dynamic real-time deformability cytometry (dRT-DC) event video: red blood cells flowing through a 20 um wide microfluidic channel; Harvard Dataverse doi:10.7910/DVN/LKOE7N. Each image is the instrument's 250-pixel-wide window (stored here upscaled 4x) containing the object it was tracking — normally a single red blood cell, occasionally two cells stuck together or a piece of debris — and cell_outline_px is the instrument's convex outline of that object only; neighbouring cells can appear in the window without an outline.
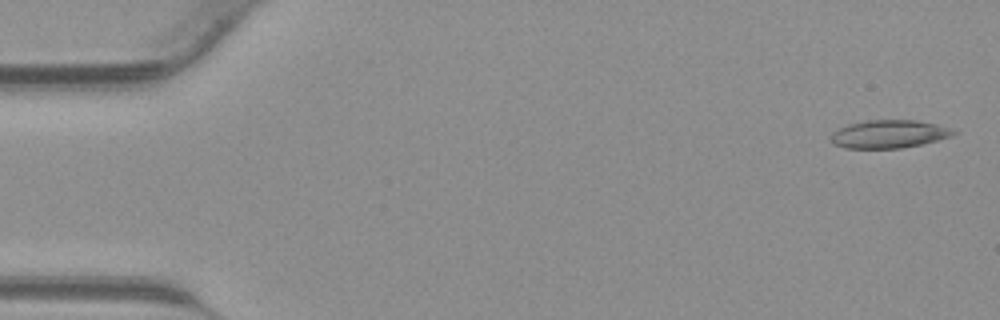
{"species": "common noctule bat (a hibernating species)", "species_latin": "Nyctalus noctula", "temperature_condition": "warm", "stored_images_in_passage": 16, "camera_frame_rate_fps": 3000, "um_per_image_px": 0.085, "animal": {"sex": "male", "body_mass_g": 23.1, "forearm_length_mm": 52.7}, "frame": {"image": 1, "passage_image": 1, "time_ms": 0.0, "image_size_px": [1000, 320], "cell_outline_px": [[960, 132], [952, 136], [920, 144], [900, 148], [844, 148], [832, 144], [828, 140], [832, 132], [848, 124], [868, 120], [916, 120], [936, 124]], "centroid_in_image_um": [75.51, 11.39], "position_along_channel_um": 9.5, "area_um2": 20.06}}
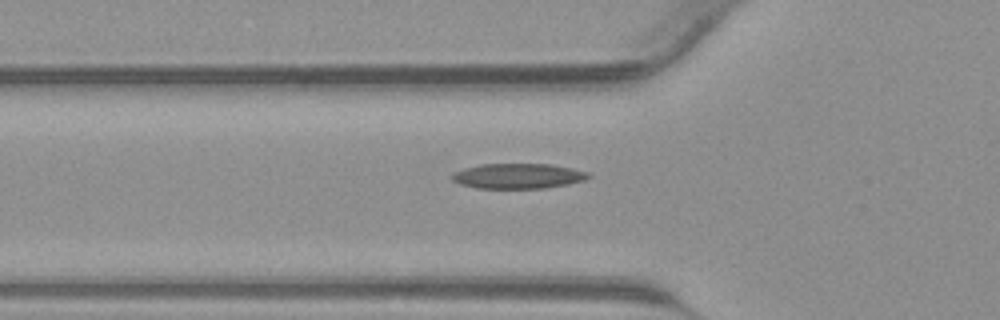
{"frame": {"image": 2, "passage_image": 14, "time_ms": 4.333, "image_size_px": [1000, 320], "cell_outline_px": [[592, 176], [584, 180], [568, 184], [544, 188], [476, 188], [460, 184], [452, 180], [448, 176], [452, 172], [464, 168], [480, 164], [552, 164], [572, 168], [588, 172]], "centroid_in_image_um": [44.0, 14.96], "position_along_channel_um": 81.8, "area_um2": 20.17}}
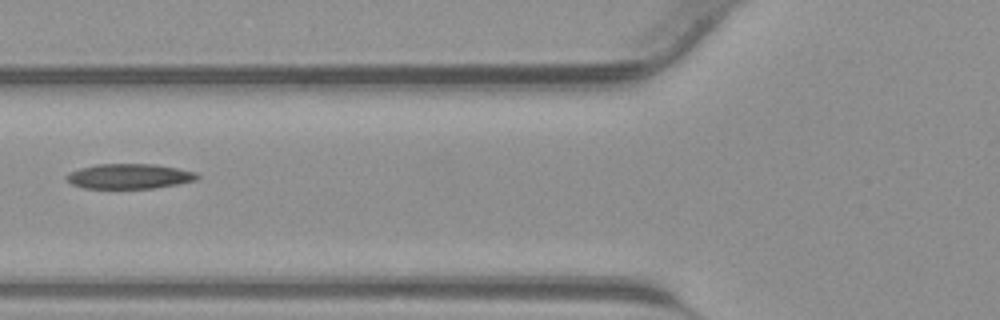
{"frame": {"image": 3, "passage_image": 16, "time_ms": 5.0, "image_size_px": [1000, 320], "cell_outline_px": [[200, 176], [196, 180], [176, 184], [152, 188], [84, 188], [72, 184], [64, 176], [68, 172], [80, 168], [96, 164], [156, 164], [196, 172]], "centroid_in_image_um": [10.96, 14.97], "position_along_channel_um": 114.8, "area_um2": 18.96}}